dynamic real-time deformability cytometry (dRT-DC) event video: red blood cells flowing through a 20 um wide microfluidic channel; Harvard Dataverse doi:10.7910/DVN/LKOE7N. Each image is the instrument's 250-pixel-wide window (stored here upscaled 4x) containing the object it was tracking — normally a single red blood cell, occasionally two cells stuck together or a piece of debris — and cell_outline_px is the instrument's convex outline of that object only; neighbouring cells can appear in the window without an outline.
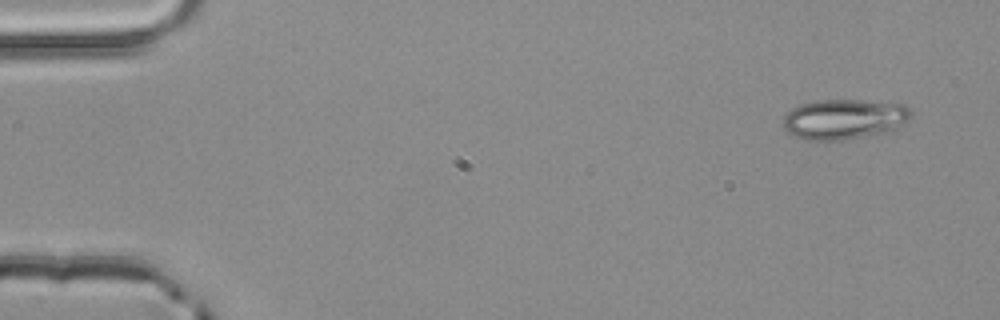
{"species": "common noctule bat (a hibernating species)", "species_latin": "Nyctalus noctula", "temperature_condition": "room temperature", "stored_images_in_passage": 3, "camera_frame_rate_fps": 3000, "um_per_image_px": 0.085, "animal": {"sex": "male", "body_mass_g": 20.4}, "frame": {"image": 1, "passage_image": 1, "time_ms": 0.0, "image_size_px": [1000, 320], "cell_outline_px": [[912, 116], [908, 120], [896, 128], [880, 132], [840, 140], [804, 140], [788, 132], [784, 128], [784, 116], [792, 108], [816, 100], [860, 100], [908, 104], [912, 108]], "centroid_in_image_um": [71.78, 10.1], "position_along_channel_um": 13.2, "area_um2": 29.65}}